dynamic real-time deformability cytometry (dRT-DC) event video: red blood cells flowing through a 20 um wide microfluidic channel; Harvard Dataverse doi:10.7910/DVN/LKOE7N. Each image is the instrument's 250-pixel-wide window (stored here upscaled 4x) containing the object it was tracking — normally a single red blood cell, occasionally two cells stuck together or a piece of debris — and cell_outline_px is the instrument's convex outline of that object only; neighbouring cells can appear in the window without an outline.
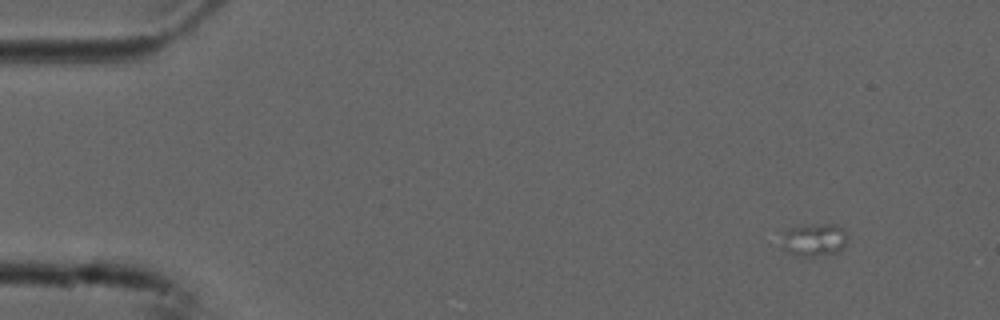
{"species": "common noctule bat (a hibernating species)", "species_latin": "Nyctalus noctula", "temperature_condition": "cold", "stored_images_in_passage": 4, "camera_frame_rate_fps": 3000, "um_per_image_px": 0.085, "animal": {"sex": "male", "forearm_length_mm": 52.5}, "frame": {"image": 1, "passage_image": 1, "time_ms": 0.0, "image_size_px": [1000, 320], "cell_outline_px": [[848, 236], [840, 252], [812, 256], [800, 256], [788, 252], [780, 248], [784, 232], [792, 228], [812, 224], [836, 224], [844, 228]], "centroid_in_image_um": [69.22, 20.38], "position_along_channel_um": 15.8, "area_um2": 12.66}}